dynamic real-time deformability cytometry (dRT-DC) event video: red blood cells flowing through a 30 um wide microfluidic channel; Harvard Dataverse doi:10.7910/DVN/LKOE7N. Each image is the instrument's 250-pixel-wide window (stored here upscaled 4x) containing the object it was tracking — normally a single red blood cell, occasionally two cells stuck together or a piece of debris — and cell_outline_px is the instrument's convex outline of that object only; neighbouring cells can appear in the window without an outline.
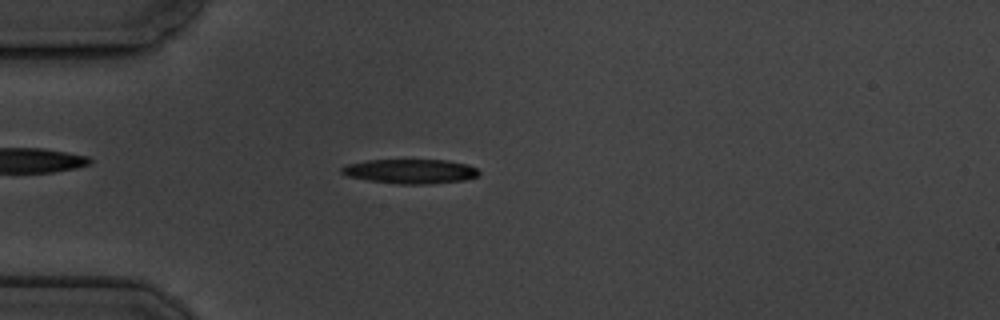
{"species": "common noctule bat (a hibernating species)", "species_latin": "Nyctalus noctula", "temperature_condition": "cold", "stored_images_in_passage": 4, "camera_frame_rate_fps": 3000, "um_per_image_px": 0.085, "animal": {"sex": "male", "body_mass_g": 19.5, "forearm_length_mm": 54.6}, "frame": {"image": 1, "passage_image": 4, "time_ms": 3.333, "image_size_px": [1000, 320], "cell_outline_px": [[480, 176], [464, 180], [428, 184], [396, 184], [368, 180], [348, 176], [340, 172], [340, 168], [344, 164], [368, 160], [448, 160], [468, 164], [476, 168], [480, 172]], "centroid_in_image_um": [34.88, 14.56], "position_along_channel_um": 50.1, "area_um2": 19.77}}